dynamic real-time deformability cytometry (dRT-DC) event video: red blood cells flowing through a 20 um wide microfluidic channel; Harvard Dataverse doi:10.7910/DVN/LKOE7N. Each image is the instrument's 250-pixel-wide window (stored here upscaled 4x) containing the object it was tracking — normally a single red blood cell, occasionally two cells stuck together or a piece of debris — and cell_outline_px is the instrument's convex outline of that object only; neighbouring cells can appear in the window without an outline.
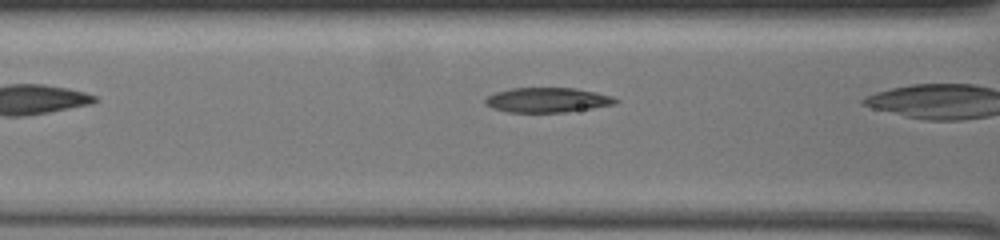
{"species": "common noctule bat (a hibernating species)", "species_latin": "Nyctalus noctula", "temperature_condition": "warm", "stored_images_in_passage": 8, "camera_frame_rate_fps": 3000, "um_per_image_px": 0.085, "animal": {"sex": "female", "body_mass_g": 19.5, "forearm_length_mm": 54.1}, "frame": {"image": 1, "passage_image": 6, "time_ms": 1.667, "image_size_px": [1000, 240], "cell_outline_px": [[620, 100], [616, 104], [592, 108], [564, 112], [508, 112], [492, 108], [484, 104], [484, 100], [488, 96], [496, 92], [512, 88], [576, 88], [596, 92], [612, 96]], "centroid_in_image_um": [46.54, 8.5], "position_along_channel_um": 120.1, "area_um2": 18.84}}